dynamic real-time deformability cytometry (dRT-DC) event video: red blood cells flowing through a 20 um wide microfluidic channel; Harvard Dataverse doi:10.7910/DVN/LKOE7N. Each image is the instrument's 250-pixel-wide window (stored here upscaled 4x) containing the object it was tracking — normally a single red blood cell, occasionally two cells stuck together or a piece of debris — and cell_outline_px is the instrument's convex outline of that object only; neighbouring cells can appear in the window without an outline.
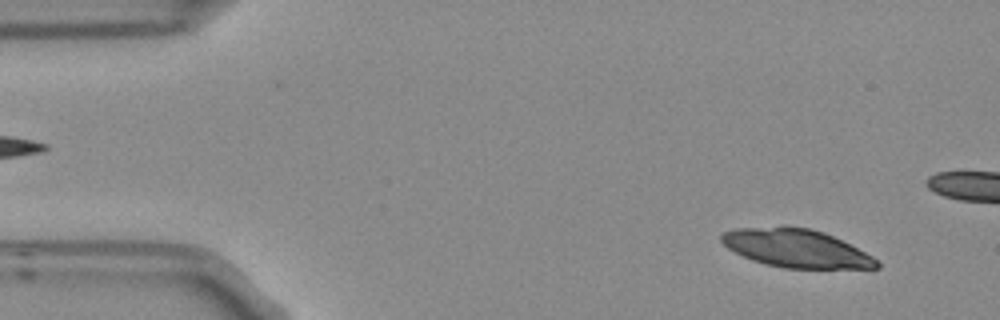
{"species": "Egyptian fruit bat (a non-hibernating species)", "species_latin": "Rousettus aegyptiacus", "temperature_condition": "room temperature", "stored_images_in_passage": 5, "segment_of_instrument_passage": [2, 2], "camera_frame_rate_fps": 3000, "um_per_image_px": 0.085, "frame": {"image": 1, "passage_image": 5, "time_ms": 1.333, "image_size_px": [1000, 320], "cell_outline_px": [[880, 268], [784, 268], [764, 264], [752, 260], [728, 248], [720, 240], [720, 236], [724, 232], [736, 228], [812, 228], [824, 232], [872, 256], [880, 264]], "centroid_in_image_um": [67.67, 21.13], "position_along_channel_um": 17.3, "area_um2": 33.7}}